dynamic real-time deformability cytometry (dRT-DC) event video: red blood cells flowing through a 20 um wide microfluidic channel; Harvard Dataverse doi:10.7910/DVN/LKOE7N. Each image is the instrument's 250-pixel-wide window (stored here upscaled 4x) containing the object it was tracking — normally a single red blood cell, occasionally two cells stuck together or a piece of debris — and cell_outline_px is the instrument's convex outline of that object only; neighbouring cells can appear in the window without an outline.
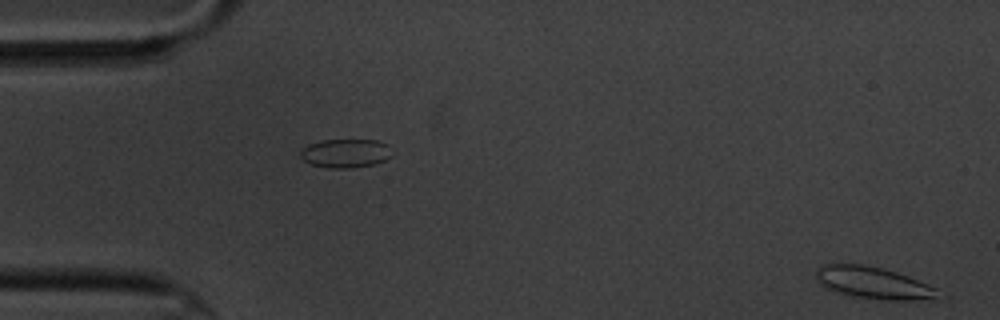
{"species": "common noctule bat (a hibernating species)", "species_latin": "Nyctalus noctula", "temperature_condition": "cold", "stored_images_in_passage": 4, "segment_of_instrument_passage": [2, 2], "camera_frame_rate_fps": 3000, "um_per_image_px": 0.085, "animal": {"sex": "male", "body_mass_g": 20.1, "forearm_length_mm": 53.5}, "frame": {"image": 1, "passage_image": 4, "time_ms": 3.333, "image_size_px": [1000, 320], "cell_outline_px": [[936, 288], [932, 296], [916, 300], [884, 300], [856, 296], [836, 292], [824, 288], [816, 280], [816, 268], [824, 264], [864, 264], [884, 268], [908, 276], [928, 284]], "centroid_in_image_um": [74.09, 24.01], "position_along_channel_um": 10.9, "area_um2": 22.31}}